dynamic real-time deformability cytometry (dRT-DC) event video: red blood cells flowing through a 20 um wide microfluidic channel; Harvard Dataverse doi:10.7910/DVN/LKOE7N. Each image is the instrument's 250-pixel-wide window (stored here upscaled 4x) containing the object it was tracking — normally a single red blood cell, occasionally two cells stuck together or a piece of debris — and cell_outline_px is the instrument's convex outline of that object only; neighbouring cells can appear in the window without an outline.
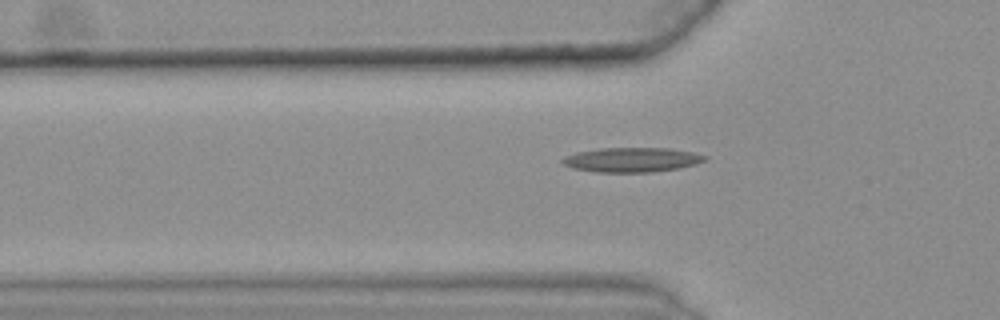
{"species": "common noctule bat (a hibernating species)", "species_latin": "Nyctalus noctula", "temperature_condition": "warm", "stored_images_in_passage": 38, "camera_frame_rate_fps": 3000, "um_per_image_px": 0.085, "animal": {"sex": "female", "body_mass_g": 25.1}, "frame": {"image": 1, "passage_image": 6, "time_ms": 1.667, "image_size_px": [1000, 320], "cell_outline_px": [[708, 156], [704, 160], [696, 164], [680, 168], [652, 172], [596, 172], [572, 168], [564, 164], [560, 160], [576, 152], [600, 148], [668, 148], [692, 152]], "centroid_in_image_um": [53.71, 13.58], "position_along_channel_um": 72.1, "area_um2": 20.29}}
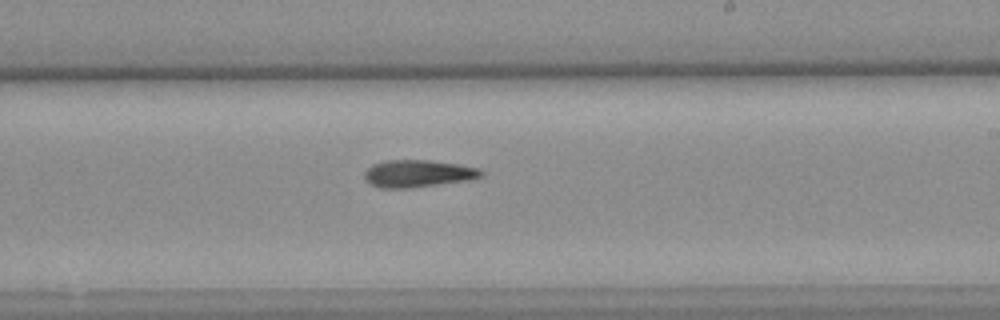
{"frame": {"image": 2, "passage_image": 21, "time_ms": 6.667, "image_size_px": [1000, 320], "cell_outline_px": [[484, 176], [468, 180], [408, 188], [380, 188], [364, 180], [364, 172], [372, 164], [388, 160], [428, 160], [460, 164], [480, 168], [484, 172]], "centroid_in_image_um": [35.54, 14.74], "position_along_channel_um": 253.5, "area_um2": 18.61}}
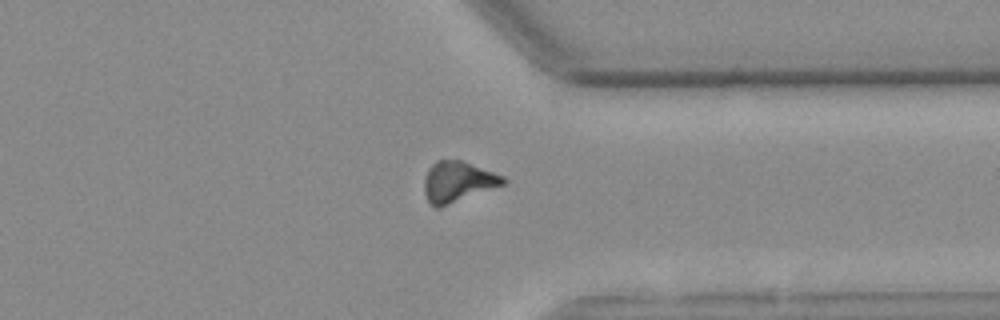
{"frame": {"image": 3, "passage_image": 31, "time_ms": 10.0, "image_size_px": [1000, 320], "cell_outline_px": [[508, 180], [504, 184], [440, 208], [436, 208], [428, 200], [424, 192], [424, 180], [428, 168], [436, 160], [460, 160], [504, 176]], "centroid_in_image_um": [38.89, 15.45], "position_along_channel_um": 372.5, "area_um2": 18.55}}